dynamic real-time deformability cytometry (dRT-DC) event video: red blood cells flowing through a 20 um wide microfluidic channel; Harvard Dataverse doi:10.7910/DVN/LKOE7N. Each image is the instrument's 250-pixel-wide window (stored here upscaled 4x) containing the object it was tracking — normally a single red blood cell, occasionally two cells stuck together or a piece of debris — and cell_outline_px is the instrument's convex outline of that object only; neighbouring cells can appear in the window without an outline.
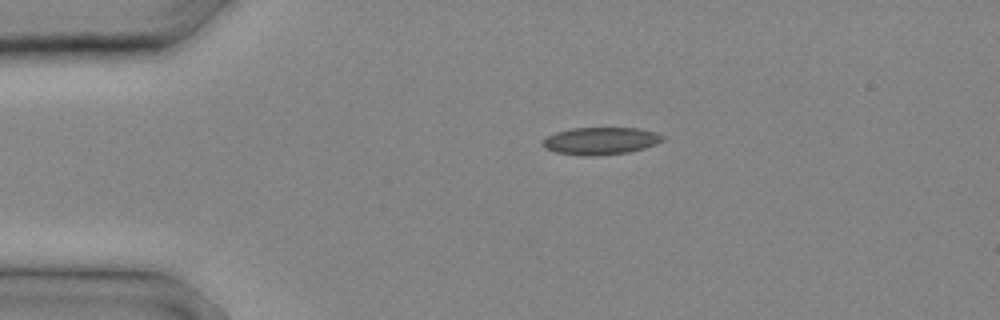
{"species": "common noctule bat (a hibernating species)", "species_latin": "Nyctalus noctula", "temperature_condition": "cold", "stored_images_in_passage": 5, "camera_frame_rate_fps": 3000, "um_per_image_px": 0.085, "animal": {"sex": "male", "body_mass_g": 20.4}, "frame": {"image": 1, "passage_image": 1, "time_ms": 0.0, "image_size_px": [1000, 320], "cell_outline_px": [[664, 140], [656, 144], [644, 148], [628, 152], [596, 156], [584, 156], [556, 152], [544, 148], [540, 144], [548, 136], [556, 132], [572, 128], [640, 128], [664, 136]], "centroid_in_image_um": [51.03, 11.98], "position_along_channel_um": 34.0, "area_um2": 19.07}}
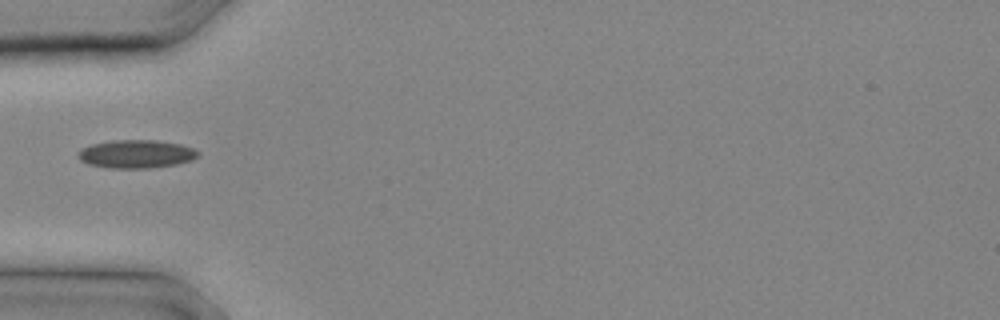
{"frame": {"image": 2, "passage_image": 4, "time_ms": 1.0, "image_size_px": [1000, 320], "cell_outline_px": [[200, 156], [192, 160], [176, 164], [148, 168], [108, 168], [88, 164], [80, 160], [76, 156], [76, 152], [80, 148], [92, 144], [112, 140], [156, 140], [180, 144], [192, 148], [200, 152]], "centroid_in_image_um": [11.54, 13.09], "position_along_channel_um": 73.5, "area_um2": 19.94}}